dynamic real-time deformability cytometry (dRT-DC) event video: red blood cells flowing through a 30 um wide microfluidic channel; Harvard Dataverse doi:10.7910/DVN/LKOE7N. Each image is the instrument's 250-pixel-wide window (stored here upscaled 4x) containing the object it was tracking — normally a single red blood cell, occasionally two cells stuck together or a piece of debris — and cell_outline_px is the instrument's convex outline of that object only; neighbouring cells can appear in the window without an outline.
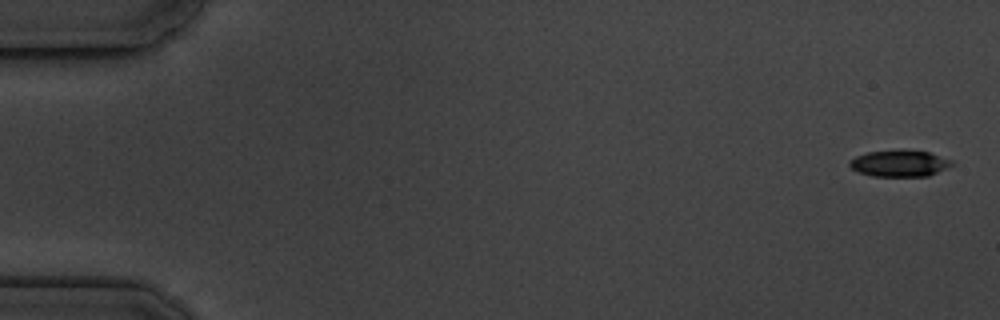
{"species": "common noctule bat (a hibernating species)", "species_latin": "Nyctalus noctula", "temperature_condition": "cold", "stored_images_in_passage": 17, "camera_frame_rate_fps": 3000, "um_per_image_px": 0.085, "animal": {"sex": "male", "body_mass_g": 19.5, "forearm_length_mm": 54.6}, "frame": {"image": 1, "passage_image": 1, "time_ms": 0.0, "image_size_px": [1000, 320], "cell_outline_px": [[952, 164], [928, 176], [872, 176], [860, 172], [852, 168], [848, 164], [856, 156], [868, 152], [900, 148], [928, 152], [952, 160]], "centroid_in_image_um": [76.44, 13.86], "position_along_channel_um": 8.6, "area_um2": 15.72}}
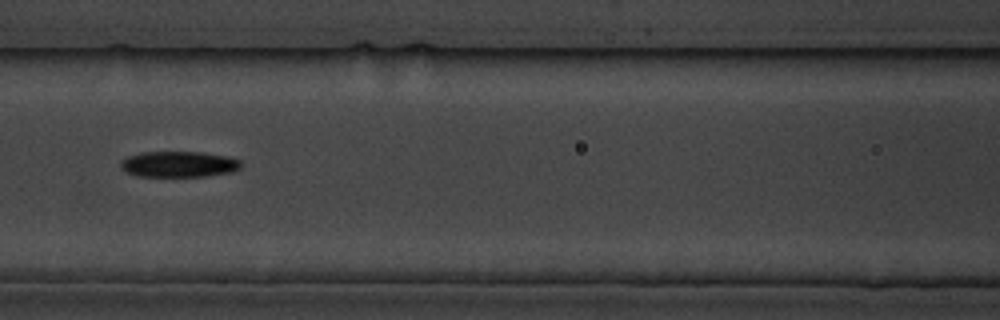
{"frame": {"image": 2, "passage_image": 8, "time_ms": 8.0, "image_size_px": [1000, 320], "cell_outline_px": [[240, 168], [232, 172], [204, 176], [136, 176], [128, 172], [120, 164], [120, 160], [128, 156], [140, 152], [204, 152], [228, 156], [240, 160]], "centroid_in_image_um": [15.21, 13.95], "position_along_channel_um": 151.4, "area_um2": 18.09}}
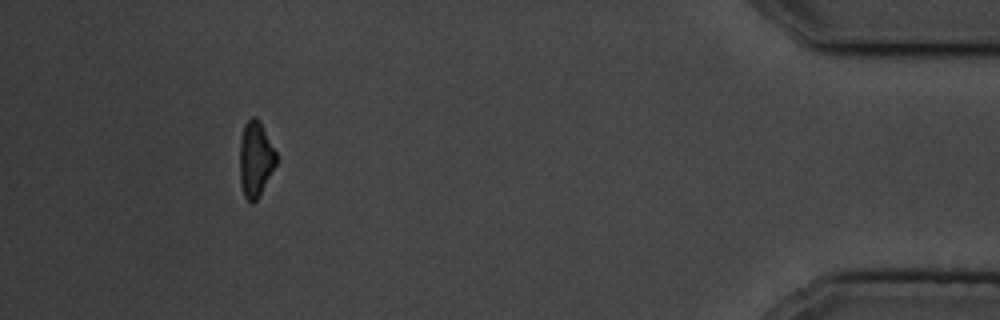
{"frame": {"image": 3, "passage_image": 16, "time_ms": 17.0, "image_size_px": [1000, 320], "cell_outline_px": [[276, 164], [256, 200], [252, 204], [244, 196], [240, 184], [240, 140], [244, 124], [252, 116], [256, 116], [276, 152]], "centroid_in_image_um": [21.69, 13.52], "position_along_channel_um": 413.5, "area_um2": 15.72}, "authors_computed_cell_mechanics": {"area_um2": 17.1088, "velocity_mm_per_s": 3.5649, "shape_relaxation_time_tau1_ms": 2.4076, "shape_relaxation_time_tau2_ms": 7.0675, "deformation_change_tau1": 0.0968, "deformation_change_tau2": 0.1608}}